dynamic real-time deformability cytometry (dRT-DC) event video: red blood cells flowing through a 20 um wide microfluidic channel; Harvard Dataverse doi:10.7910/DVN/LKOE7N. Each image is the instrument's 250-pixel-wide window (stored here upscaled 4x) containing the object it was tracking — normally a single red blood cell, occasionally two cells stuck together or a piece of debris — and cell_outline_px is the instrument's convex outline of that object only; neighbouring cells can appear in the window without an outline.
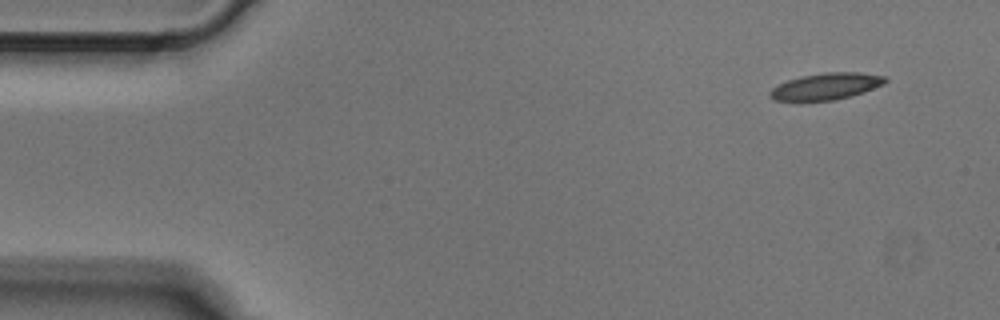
{"species": "Egyptian fruit bat (a non-hibernating species)", "species_latin": "Rousettus aegyptiacus", "temperature_condition": "cold", "stored_images_in_passage": 2, "segment_of_instrument_passage": [2, 2], "camera_frame_rate_fps": 3000, "um_per_image_px": 0.085, "animal": {"sex": "male"}, "frame": {"image": 1, "passage_image": 2, "time_ms": 0.333, "image_size_px": [1000, 320], "cell_outline_px": [[888, 80], [884, 84], [864, 92], [852, 96], [836, 100], [776, 100], [768, 96], [768, 92], [772, 88], [788, 80], [800, 76], [824, 72], [860, 72], [888, 76]], "centroid_in_image_um": [70.27, 7.32], "position_along_channel_um": 14.7, "area_um2": 17.98}}